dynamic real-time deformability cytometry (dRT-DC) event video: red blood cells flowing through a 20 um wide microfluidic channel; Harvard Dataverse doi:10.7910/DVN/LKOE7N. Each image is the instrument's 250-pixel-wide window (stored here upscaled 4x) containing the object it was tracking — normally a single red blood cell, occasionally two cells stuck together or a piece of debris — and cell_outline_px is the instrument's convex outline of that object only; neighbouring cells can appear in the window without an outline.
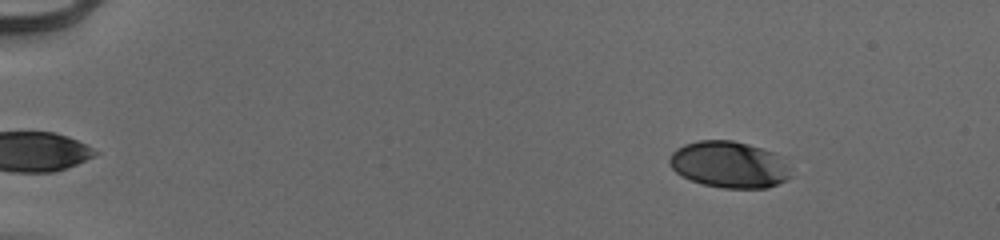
{"species": "human", "species_latin": "Homo sapiens", "temperature_condition": "cold", "stored_images_in_passage": 49, "camera_frame_rate_fps": 3000, "um_per_image_px": 0.085, "donor": {"sex": "male"}, "frame": {"image": 1, "passage_image": 2, "time_ms": 0.333, "image_size_px": [1000, 240], "cell_outline_px": [[792, 176], [768, 188], [720, 188], [704, 184], [692, 180], [676, 172], [668, 164], [668, 160], [672, 152], [676, 148], [684, 144], [700, 140], [732, 140], [748, 144], [772, 152], [792, 168]], "centroid_in_image_um": [61.97, 13.99], "position_along_channel_um": 23.0, "area_um2": 32.83}}
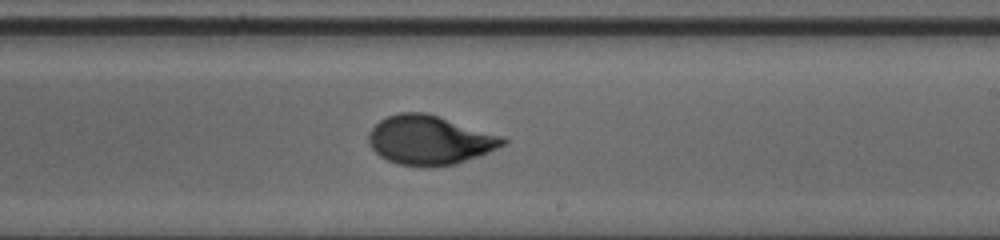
{"frame": {"image": 2, "passage_image": 29, "time_ms": 9.333, "image_size_px": [1000, 240], "cell_outline_px": [[508, 140], [504, 144], [480, 156], [456, 164], [396, 164], [380, 156], [368, 144], [368, 132], [380, 120], [388, 116], [400, 112], [424, 112], [440, 116], [504, 136]], "centroid_in_image_um": [36.53, 11.87], "position_along_channel_um": 252.5, "area_um2": 37.97}}
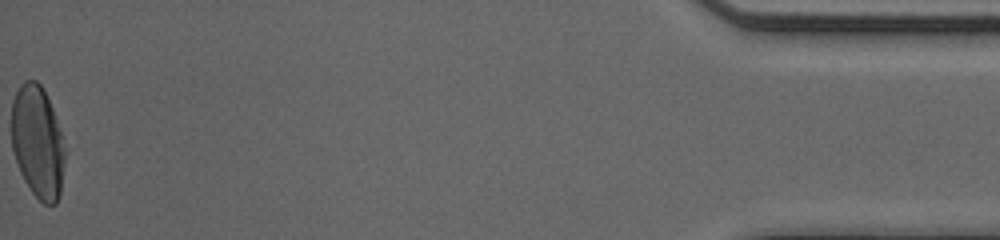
{"frame": {"image": 3, "passage_image": 49, "time_ms": 16.0, "image_size_px": [1000, 240], "cell_outline_px": [[64, 164], [60, 192], [56, 204], [44, 204], [32, 192], [24, 180], [20, 172], [12, 148], [12, 100], [20, 84], [24, 80], [36, 80], [40, 84], [52, 108], [60, 132], [64, 148]], "centroid_in_image_um": [3.18, 12.07], "position_along_channel_um": 432.0, "area_um2": 34.51}, "authors_computed_cell_mechanics": {"area_um2": 36.8186, "velocity_mm_per_s": 3.9498, "shape_relaxation_time_tau1_ms": 4.159, "shape_relaxation_time_tau2_ms": 1.0034, "deformation_change_tau1": 0.1951, "deformation_change_tau2": 0.0549}}